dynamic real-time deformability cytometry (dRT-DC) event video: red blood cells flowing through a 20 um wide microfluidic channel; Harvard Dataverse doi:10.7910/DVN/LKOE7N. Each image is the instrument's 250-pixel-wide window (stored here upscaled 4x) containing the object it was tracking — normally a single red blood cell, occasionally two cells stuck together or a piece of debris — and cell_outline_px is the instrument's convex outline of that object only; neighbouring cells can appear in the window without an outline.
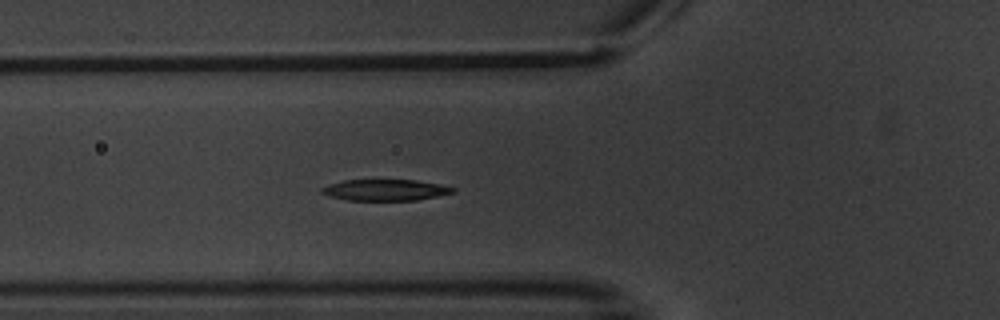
{"species": "common noctule bat (a hibernating species)", "species_latin": "Nyctalus noctula", "temperature_condition": "warm", "stored_images_in_passage": 6, "camera_frame_rate_fps": 3000, "um_per_image_px": 0.085, "animal": {"sex": "male", "body_mass_g": 20.1, "forearm_length_mm": 53.5}, "frame": {"image": 1, "passage_image": 6, "time_ms": 5.667, "image_size_px": [1000, 320], "cell_outline_px": [[456, 192], [416, 200], [348, 200], [332, 196], [320, 192], [320, 188], [328, 184], [344, 180], [416, 180], [440, 184], [456, 188]], "centroid_in_image_um": [32.76, 16.14], "position_along_channel_um": 93.0, "area_um2": 16.13}}